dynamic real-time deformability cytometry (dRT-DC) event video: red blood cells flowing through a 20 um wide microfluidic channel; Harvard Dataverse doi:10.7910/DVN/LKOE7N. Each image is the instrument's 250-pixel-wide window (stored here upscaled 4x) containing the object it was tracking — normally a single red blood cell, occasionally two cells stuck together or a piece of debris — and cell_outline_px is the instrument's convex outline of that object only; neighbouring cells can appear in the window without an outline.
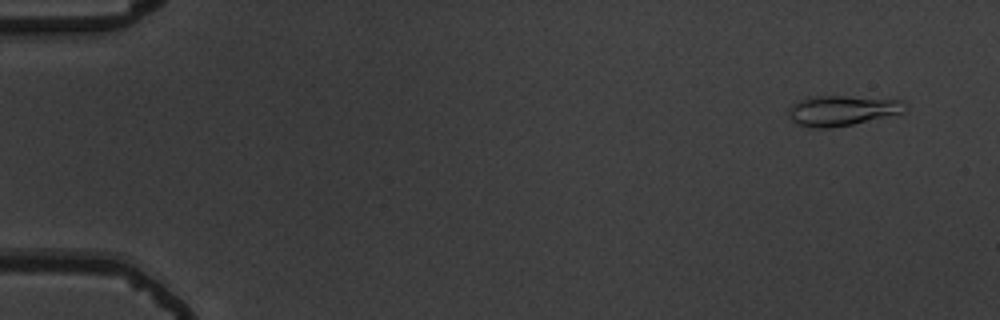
{"species": "common noctule bat (a hibernating species)", "species_latin": "Nyctalus noctula", "temperature_condition": "warm", "stored_images_in_passage": 54, "camera_frame_rate_fps": 3000, "um_per_image_px": 0.085, "animal": {"sex": "male", "body_mass_g": 19.5, "forearm_length_mm": 54.6}, "frame": {"image": 1, "passage_image": 4, "time_ms": 1.0, "image_size_px": [1000, 320], "cell_outline_px": [[904, 112], [852, 124], [832, 128], [816, 128], [796, 124], [788, 116], [788, 108], [792, 104], [808, 96], [844, 96], [904, 100]], "centroid_in_image_um": [71.51, 9.39], "position_along_channel_um": 13.5, "area_um2": 20.4}}
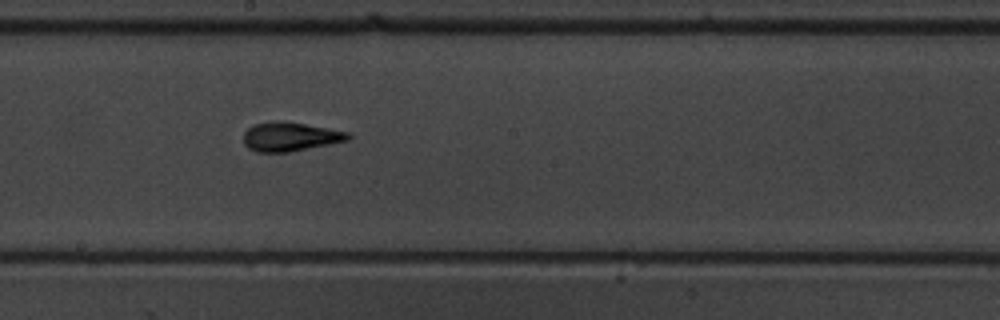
{"frame": {"image": 2, "passage_image": 31, "time_ms": 10.0, "image_size_px": [1000, 320], "cell_outline_px": [[352, 136], [348, 140], [288, 152], [256, 152], [248, 148], [244, 144], [244, 132], [252, 124], [276, 120], [304, 124], [328, 128], [348, 132]], "centroid_in_image_um": [24.62, 11.61], "position_along_channel_um": 223.6, "area_um2": 17.57}}
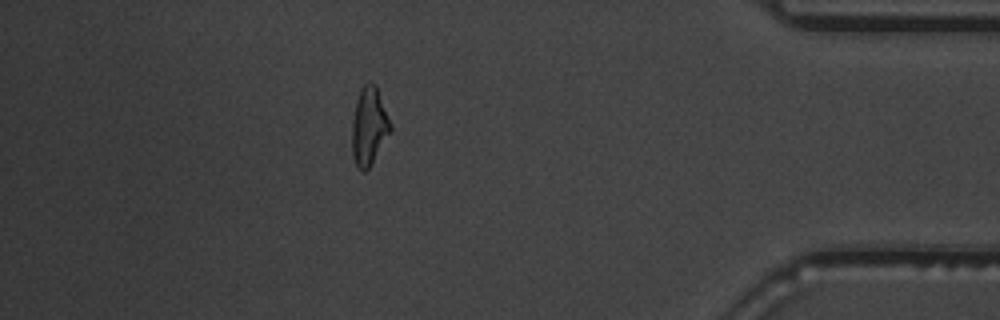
{"frame": {"image": 3, "passage_image": 48, "time_ms": 15.667, "image_size_px": [1000, 320], "cell_outline_px": [[392, 128], [368, 168], [364, 172], [360, 172], [356, 168], [352, 156], [352, 120], [356, 100], [360, 88], [368, 80], [372, 80], [376, 84], [392, 124]], "centroid_in_image_um": [31.35, 10.68], "position_along_channel_um": 403.9, "area_um2": 17.69}, "authors_computed_cell_mechanics": {"area_um2": 17.2244, "velocity_mm_per_s": 3.8327, "shape_relaxation_time_tau1_ms": 5.6866, "shape_relaxation_time_tau2_ms": 1.5136, "deformation_change_tau1": 0.2175, "deformation_change_tau2": 0.1002}}